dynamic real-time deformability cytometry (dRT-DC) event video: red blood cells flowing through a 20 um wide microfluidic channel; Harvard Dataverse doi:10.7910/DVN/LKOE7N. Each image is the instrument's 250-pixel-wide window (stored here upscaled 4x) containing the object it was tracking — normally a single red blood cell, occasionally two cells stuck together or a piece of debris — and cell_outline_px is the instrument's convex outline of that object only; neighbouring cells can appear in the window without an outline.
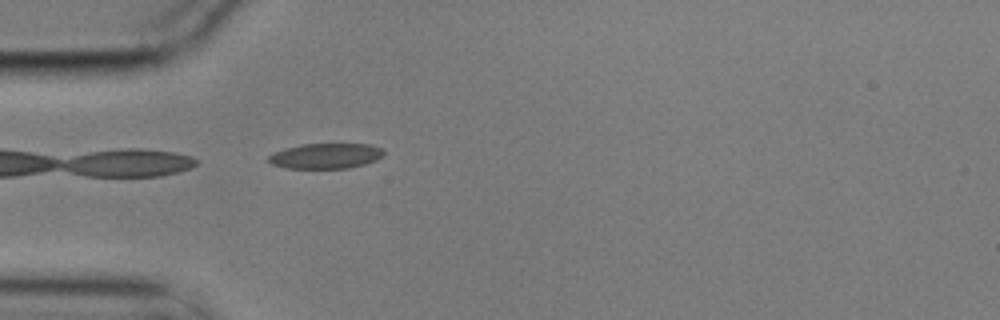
{"species": "common noctule bat (a hibernating species)", "species_latin": "Nyctalus noctula", "temperature_condition": "cold", "stored_images_in_passage": 2, "camera_frame_rate_fps": 3000, "um_per_image_px": 0.085, "animal": {"sex": "male", "body_mass_g": 17.9}, "frame": {"image": 1, "passage_image": 2, "time_ms": 0.333, "image_size_px": [1000, 320], "cell_outline_px": [[384, 156], [376, 160], [364, 164], [348, 168], [288, 168], [272, 164], [268, 160], [268, 156], [272, 152], [284, 148], [304, 144], [368, 144], [384, 148]], "centroid_in_image_um": [27.7, 13.25], "position_along_channel_um": 57.3, "area_um2": 17.05}}